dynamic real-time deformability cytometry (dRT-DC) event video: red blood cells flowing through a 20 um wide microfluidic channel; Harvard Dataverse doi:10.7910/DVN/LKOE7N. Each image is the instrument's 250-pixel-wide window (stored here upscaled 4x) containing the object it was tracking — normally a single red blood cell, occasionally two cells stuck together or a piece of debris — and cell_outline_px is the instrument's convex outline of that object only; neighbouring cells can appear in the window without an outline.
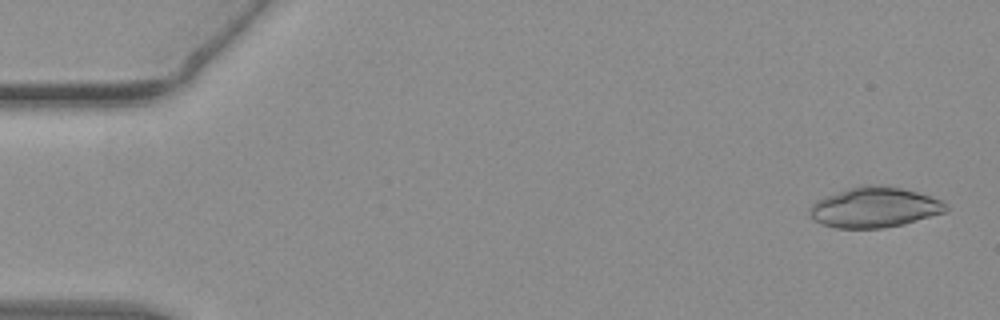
{"species": "common noctule bat (a hibernating species)", "species_latin": "Nyctalus noctula", "temperature_condition": "warm", "stored_images_in_passage": 53, "camera_frame_rate_fps": 3000, "um_per_image_px": 0.085, "animal": {"sex": "female", "body_mass_g": 19.3, "forearm_length_mm": 54.1}, "frame": {"image": 1, "passage_image": 2, "time_ms": 0.333, "image_size_px": [1000, 320], "cell_outline_px": [[948, 212], [904, 224], [884, 228], [836, 228], [820, 224], [808, 212], [808, 208], [816, 200], [824, 196], [860, 184], [880, 184], [900, 188], [932, 196], [948, 204]], "centroid_in_image_um": [74.34, 17.62], "position_along_channel_um": 10.7, "area_um2": 32.43}}